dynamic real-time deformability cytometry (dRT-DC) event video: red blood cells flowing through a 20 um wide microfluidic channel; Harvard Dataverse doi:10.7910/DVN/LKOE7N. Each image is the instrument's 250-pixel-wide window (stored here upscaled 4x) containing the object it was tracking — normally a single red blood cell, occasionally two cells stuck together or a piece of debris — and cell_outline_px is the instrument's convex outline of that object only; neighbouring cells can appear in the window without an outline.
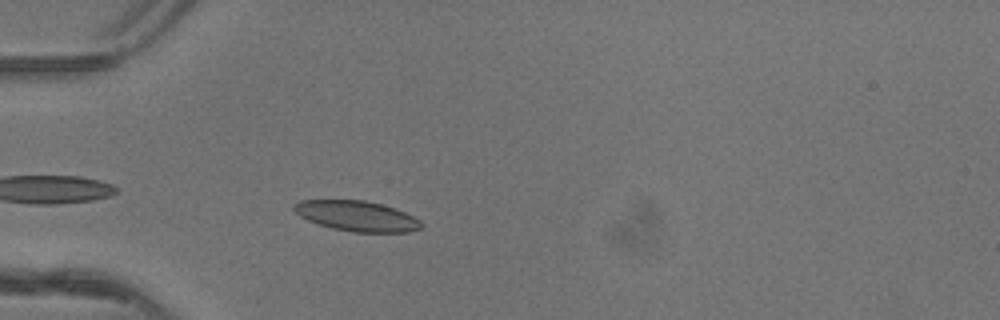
{"species": "common noctule bat (a hibernating species)", "species_latin": "Nyctalus noctula", "temperature_condition": "warm", "stored_images_in_passage": 38, "camera_frame_rate_fps": 3000, "um_per_image_px": 0.085, "animal": {"sex": "female"}, "frame": {"image": 1, "passage_image": 3, "time_ms": 0.667, "image_size_px": [1000, 320], "cell_outline_px": [[424, 224], [420, 228], [408, 232], [352, 232], [332, 228], [308, 220], [300, 216], [292, 208], [292, 204], [300, 200], [364, 200], [380, 204], [404, 212], [420, 220]], "centroid_in_image_um": [30.31, 18.36], "position_along_channel_um": 54.7, "area_um2": 22.31}}
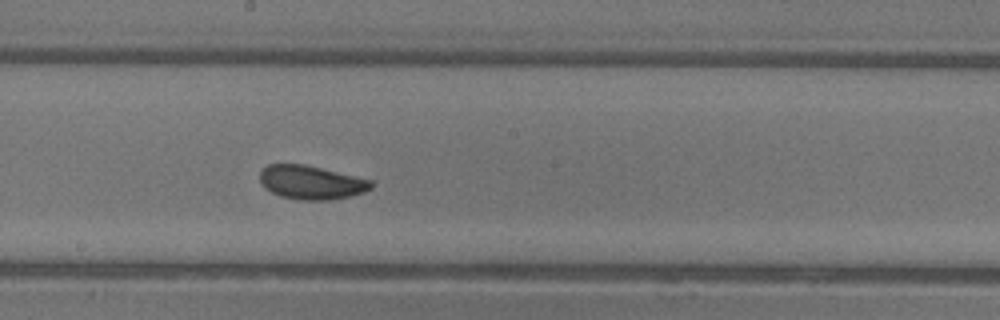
{"frame": {"image": 2, "passage_image": 16, "time_ms": 5.0, "image_size_px": [1000, 320], "cell_outline_px": [[372, 188], [364, 192], [352, 196], [332, 200], [304, 200], [280, 196], [264, 188], [260, 184], [260, 172], [268, 164], [304, 164], [372, 180]], "centroid_in_image_um": [26.45, 15.51], "position_along_channel_um": 221.8, "area_um2": 21.91}}
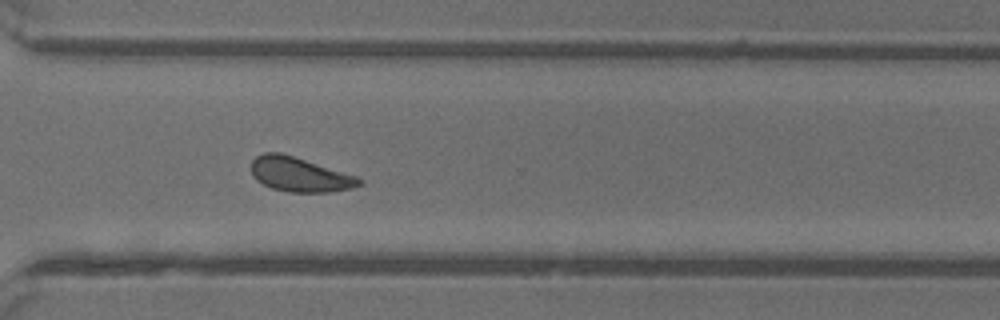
{"frame": {"image": 3, "passage_image": 25, "time_ms": 8.0, "image_size_px": [1000, 320], "cell_outline_px": [[364, 184], [352, 188], [332, 192], [288, 192], [272, 188], [256, 180], [252, 176], [252, 160], [256, 156], [264, 152], [280, 152], [356, 176], [364, 180]], "centroid_in_image_um": [25.48, 14.84], "position_along_channel_um": 345.1, "area_um2": 21.62}, "authors_computed_cell_mechanics": {"area_um2": 21.675, "velocity_mm_per_s": 4.1197, "shape_relaxation_time_tau1_ms": 2.2431, "shape_relaxation_time_tau2_ms": 1.9204, "deformation_change_tau1": 0.0847, "deformation_change_tau2": 0.079}}